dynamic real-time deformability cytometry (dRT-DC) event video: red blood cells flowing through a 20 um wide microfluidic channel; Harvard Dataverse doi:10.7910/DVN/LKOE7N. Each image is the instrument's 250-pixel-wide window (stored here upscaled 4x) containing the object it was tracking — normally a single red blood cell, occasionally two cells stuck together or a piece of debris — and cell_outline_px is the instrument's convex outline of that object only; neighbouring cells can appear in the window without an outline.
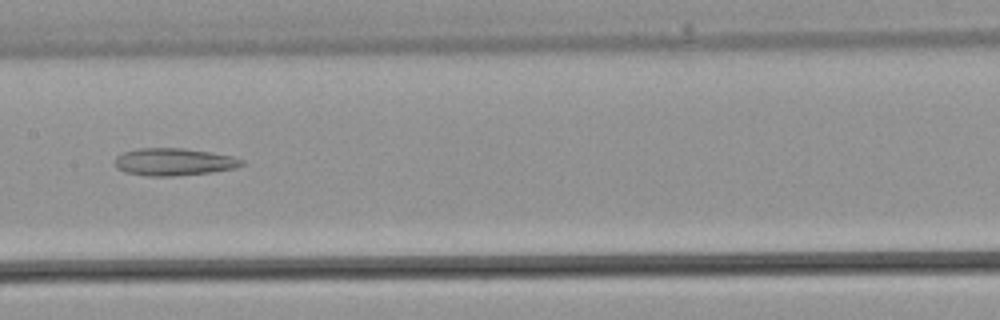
{"species": "common noctule bat (a hibernating species)", "species_latin": "Nyctalus noctula", "temperature_condition": "warm", "stored_images_in_passage": 26, "camera_frame_rate_fps": 3000, "um_per_image_px": 0.085, "animal": {"sex": "male", "body_mass_g": 21.5, "forearm_length_mm": 52.0}, "frame": {"image": 1, "passage_image": 8, "time_ms": 2.333, "image_size_px": [1000, 320], "cell_outline_px": [[244, 164], [236, 168], [212, 172], [172, 176], [148, 176], [124, 172], [116, 168], [116, 156], [124, 152], [140, 148], [184, 148], [212, 152], [232, 156], [244, 160]], "centroid_in_image_um": [14.8, 13.76], "position_along_channel_um": 192.6, "area_um2": 20.29}}
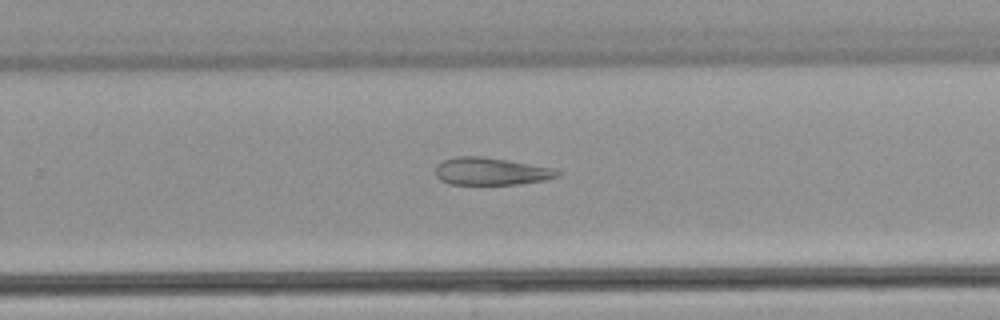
{"frame": {"image": 2, "passage_image": 13, "time_ms": 4.0, "image_size_px": [1000, 320], "cell_outline_px": [[560, 176], [544, 180], [520, 184], [448, 184], [440, 180], [436, 176], [436, 168], [444, 160], [456, 156], [480, 156], [552, 168], [560, 172]], "centroid_in_image_um": [41.71, 14.57], "position_along_channel_um": 288.1, "area_um2": 19.19}}
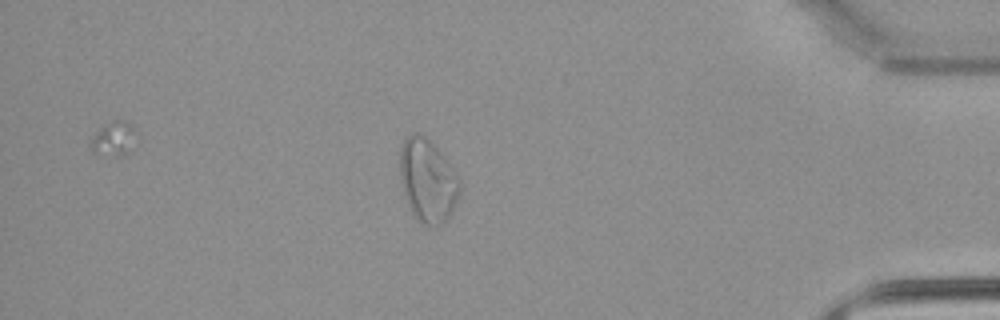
{"frame": {"image": 3, "passage_image": 21, "time_ms": 6.667, "image_size_px": [1000, 320], "cell_outline_px": [[460, 192], [452, 212], [440, 224], [424, 224], [416, 220], [408, 204], [404, 192], [400, 172], [400, 148], [404, 140], [412, 132], [416, 132], [424, 136], [448, 160], [460, 180]], "centroid_in_image_um": [36.35, 15.33], "position_along_channel_um": 398.8, "area_um2": 28.55}}